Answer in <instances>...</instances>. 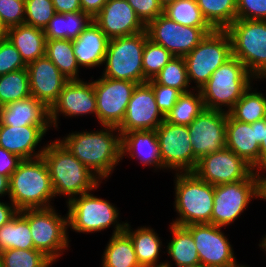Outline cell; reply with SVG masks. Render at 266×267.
Wrapping results in <instances>:
<instances>
[{"instance_id": "obj_59", "label": "cell", "mask_w": 266, "mask_h": 267, "mask_svg": "<svg viewBox=\"0 0 266 267\" xmlns=\"http://www.w3.org/2000/svg\"><path fill=\"white\" fill-rule=\"evenodd\" d=\"M240 264H236V265H233V266H231V267H248V266H245V265H240Z\"/></svg>"}, {"instance_id": "obj_31", "label": "cell", "mask_w": 266, "mask_h": 267, "mask_svg": "<svg viewBox=\"0 0 266 267\" xmlns=\"http://www.w3.org/2000/svg\"><path fill=\"white\" fill-rule=\"evenodd\" d=\"M170 228L173 236L167 245V253L175 261L176 266H200L198 251L191 232L184 226L172 223Z\"/></svg>"}, {"instance_id": "obj_32", "label": "cell", "mask_w": 266, "mask_h": 267, "mask_svg": "<svg viewBox=\"0 0 266 267\" xmlns=\"http://www.w3.org/2000/svg\"><path fill=\"white\" fill-rule=\"evenodd\" d=\"M102 256V267H141L133 242L125 231L112 234Z\"/></svg>"}, {"instance_id": "obj_40", "label": "cell", "mask_w": 266, "mask_h": 267, "mask_svg": "<svg viewBox=\"0 0 266 267\" xmlns=\"http://www.w3.org/2000/svg\"><path fill=\"white\" fill-rule=\"evenodd\" d=\"M2 267H50L53 261L36 249H7L0 253Z\"/></svg>"}, {"instance_id": "obj_18", "label": "cell", "mask_w": 266, "mask_h": 267, "mask_svg": "<svg viewBox=\"0 0 266 267\" xmlns=\"http://www.w3.org/2000/svg\"><path fill=\"white\" fill-rule=\"evenodd\" d=\"M164 120L165 116L157 106L154 91L146 82L135 87L125 117L117 129L121 136L130 131L156 130Z\"/></svg>"}, {"instance_id": "obj_12", "label": "cell", "mask_w": 266, "mask_h": 267, "mask_svg": "<svg viewBox=\"0 0 266 267\" xmlns=\"http://www.w3.org/2000/svg\"><path fill=\"white\" fill-rule=\"evenodd\" d=\"M214 29L176 23L164 13L146 25L148 38L175 57H185Z\"/></svg>"}, {"instance_id": "obj_46", "label": "cell", "mask_w": 266, "mask_h": 267, "mask_svg": "<svg viewBox=\"0 0 266 267\" xmlns=\"http://www.w3.org/2000/svg\"><path fill=\"white\" fill-rule=\"evenodd\" d=\"M236 19L266 21V0H237Z\"/></svg>"}, {"instance_id": "obj_23", "label": "cell", "mask_w": 266, "mask_h": 267, "mask_svg": "<svg viewBox=\"0 0 266 267\" xmlns=\"http://www.w3.org/2000/svg\"><path fill=\"white\" fill-rule=\"evenodd\" d=\"M0 124L8 126H52L50 108L34 96L0 107Z\"/></svg>"}, {"instance_id": "obj_3", "label": "cell", "mask_w": 266, "mask_h": 267, "mask_svg": "<svg viewBox=\"0 0 266 267\" xmlns=\"http://www.w3.org/2000/svg\"><path fill=\"white\" fill-rule=\"evenodd\" d=\"M9 198L18 211L52 207L54 195L43 157L22 160L10 176Z\"/></svg>"}, {"instance_id": "obj_56", "label": "cell", "mask_w": 266, "mask_h": 267, "mask_svg": "<svg viewBox=\"0 0 266 267\" xmlns=\"http://www.w3.org/2000/svg\"><path fill=\"white\" fill-rule=\"evenodd\" d=\"M6 33H7V29L6 27L2 24L1 20H0V40H3L4 38H6Z\"/></svg>"}, {"instance_id": "obj_47", "label": "cell", "mask_w": 266, "mask_h": 267, "mask_svg": "<svg viewBox=\"0 0 266 267\" xmlns=\"http://www.w3.org/2000/svg\"><path fill=\"white\" fill-rule=\"evenodd\" d=\"M132 6L137 16L147 25L150 21L156 19L162 13L164 8L159 0H127Z\"/></svg>"}, {"instance_id": "obj_5", "label": "cell", "mask_w": 266, "mask_h": 267, "mask_svg": "<svg viewBox=\"0 0 266 267\" xmlns=\"http://www.w3.org/2000/svg\"><path fill=\"white\" fill-rule=\"evenodd\" d=\"M253 79L255 78L247 71L245 65L232 56L219 66L199 89L204 107L228 113L251 86ZM224 106L228 110L223 109Z\"/></svg>"}, {"instance_id": "obj_17", "label": "cell", "mask_w": 266, "mask_h": 267, "mask_svg": "<svg viewBox=\"0 0 266 267\" xmlns=\"http://www.w3.org/2000/svg\"><path fill=\"white\" fill-rule=\"evenodd\" d=\"M227 117L228 113L226 111L205 108L187 126L193 146V154L198 159L226 147Z\"/></svg>"}, {"instance_id": "obj_19", "label": "cell", "mask_w": 266, "mask_h": 267, "mask_svg": "<svg viewBox=\"0 0 266 267\" xmlns=\"http://www.w3.org/2000/svg\"><path fill=\"white\" fill-rule=\"evenodd\" d=\"M59 113L68 117L84 114H95L97 117V102L93 81L69 80L58 99L50 107V121L55 128H58Z\"/></svg>"}, {"instance_id": "obj_57", "label": "cell", "mask_w": 266, "mask_h": 267, "mask_svg": "<svg viewBox=\"0 0 266 267\" xmlns=\"http://www.w3.org/2000/svg\"><path fill=\"white\" fill-rule=\"evenodd\" d=\"M176 0H159V2L161 3V5L163 6V8H165L168 4L174 2Z\"/></svg>"}, {"instance_id": "obj_7", "label": "cell", "mask_w": 266, "mask_h": 267, "mask_svg": "<svg viewBox=\"0 0 266 267\" xmlns=\"http://www.w3.org/2000/svg\"><path fill=\"white\" fill-rule=\"evenodd\" d=\"M146 31L129 36L109 39L105 54L104 77L146 83L143 74L142 57L145 42L148 40Z\"/></svg>"}, {"instance_id": "obj_38", "label": "cell", "mask_w": 266, "mask_h": 267, "mask_svg": "<svg viewBox=\"0 0 266 267\" xmlns=\"http://www.w3.org/2000/svg\"><path fill=\"white\" fill-rule=\"evenodd\" d=\"M164 14L185 26L211 27L204 19L197 0H176L164 8Z\"/></svg>"}, {"instance_id": "obj_4", "label": "cell", "mask_w": 266, "mask_h": 267, "mask_svg": "<svg viewBox=\"0 0 266 267\" xmlns=\"http://www.w3.org/2000/svg\"><path fill=\"white\" fill-rule=\"evenodd\" d=\"M175 182L174 208L179 218L172 224H211L214 186L200 179L194 172H178Z\"/></svg>"}, {"instance_id": "obj_39", "label": "cell", "mask_w": 266, "mask_h": 267, "mask_svg": "<svg viewBox=\"0 0 266 267\" xmlns=\"http://www.w3.org/2000/svg\"><path fill=\"white\" fill-rule=\"evenodd\" d=\"M153 80L157 84L175 88L181 93L190 92L184 57H172Z\"/></svg>"}, {"instance_id": "obj_13", "label": "cell", "mask_w": 266, "mask_h": 267, "mask_svg": "<svg viewBox=\"0 0 266 267\" xmlns=\"http://www.w3.org/2000/svg\"><path fill=\"white\" fill-rule=\"evenodd\" d=\"M156 135L161 162L165 169H174L178 172L195 170L199 159L193 154L187 126L168 123L164 120L156 129Z\"/></svg>"}, {"instance_id": "obj_34", "label": "cell", "mask_w": 266, "mask_h": 267, "mask_svg": "<svg viewBox=\"0 0 266 267\" xmlns=\"http://www.w3.org/2000/svg\"><path fill=\"white\" fill-rule=\"evenodd\" d=\"M197 4L214 30H226L236 20L237 0H197Z\"/></svg>"}, {"instance_id": "obj_1", "label": "cell", "mask_w": 266, "mask_h": 267, "mask_svg": "<svg viewBox=\"0 0 266 267\" xmlns=\"http://www.w3.org/2000/svg\"><path fill=\"white\" fill-rule=\"evenodd\" d=\"M102 127L104 130L73 132L63 140L58 139L100 180L108 178L122 160L119 130L116 126L102 125ZM115 132H117L116 135Z\"/></svg>"}, {"instance_id": "obj_60", "label": "cell", "mask_w": 266, "mask_h": 267, "mask_svg": "<svg viewBox=\"0 0 266 267\" xmlns=\"http://www.w3.org/2000/svg\"><path fill=\"white\" fill-rule=\"evenodd\" d=\"M164 267H171L170 263L169 262H164ZM169 263V264H168Z\"/></svg>"}, {"instance_id": "obj_30", "label": "cell", "mask_w": 266, "mask_h": 267, "mask_svg": "<svg viewBox=\"0 0 266 267\" xmlns=\"http://www.w3.org/2000/svg\"><path fill=\"white\" fill-rule=\"evenodd\" d=\"M7 249H34L28 223V209L18 211L0 227V253Z\"/></svg>"}, {"instance_id": "obj_2", "label": "cell", "mask_w": 266, "mask_h": 267, "mask_svg": "<svg viewBox=\"0 0 266 267\" xmlns=\"http://www.w3.org/2000/svg\"><path fill=\"white\" fill-rule=\"evenodd\" d=\"M49 169L54 195H66L69 202L99 187L100 179L57 139L46 144L42 153ZM59 194V195H58Z\"/></svg>"}, {"instance_id": "obj_44", "label": "cell", "mask_w": 266, "mask_h": 267, "mask_svg": "<svg viewBox=\"0 0 266 267\" xmlns=\"http://www.w3.org/2000/svg\"><path fill=\"white\" fill-rule=\"evenodd\" d=\"M25 0H0V20L6 29L24 24Z\"/></svg>"}, {"instance_id": "obj_35", "label": "cell", "mask_w": 266, "mask_h": 267, "mask_svg": "<svg viewBox=\"0 0 266 267\" xmlns=\"http://www.w3.org/2000/svg\"><path fill=\"white\" fill-rule=\"evenodd\" d=\"M252 89L250 86L228 112L234 120L251 124L266 118V97Z\"/></svg>"}, {"instance_id": "obj_45", "label": "cell", "mask_w": 266, "mask_h": 267, "mask_svg": "<svg viewBox=\"0 0 266 267\" xmlns=\"http://www.w3.org/2000/svg\"><path fill=\"white\" fill-rule=\"evenodd\" d=\"M147 83L154 91L156 103L161 113L166 116L176 104L178 97L182 94L179 90L157 84L153 79Z\"/></svg>"}, {"instance_id": "obj_49", "label": "cell", "mask_w": 266, "mask_h": 267, "mask_svg": "<svg viewBox=\"0 0 266 267\" xmlns=\"http://www.w3.org/2000/svg\"><path fill=\"white\" fill-rule=\"evenodd\" d=\"M56 13L82 11L80 0H52Z\"/></svg>"}, {"instance_id": "obj_28", "label": "cell", "mask_w": 266, "mask_h": 267, "mask_svg": "<svg viewBox=\"0 0 266 267\" xmlns=\"http://www.w3.org/2000/svg\"><path fill=\"white\" fill-rule=\"evenodd\" d=\"M126 222L124 231L130 236L138 263L141 267H164L158 264L162 241L156 232L149 227H140L133 231Z\"/></svg>"}, {"instance_id": "obj_58", "label": "cell", "mask_w": 266, "mask_h": 267, "mask_svg": "<svg viewBox=\"0 0 266 267\" xmlns=\"http://www.w3.org/2000/svg\"><path fill=\"white\" fill-rule=\"evenodd\" d=\"M259 246L266 251V236L262 239V242L259 244Z\"/></svg>"}, {"instance_id": "obj_9", "label": "cell", "mask_w": 266, "mask_h": 267, "mask_svg": "<svg viewBox=\"0 0 266 267\" xmlns=\"http://www.w3.org/2000/svg\"><path fill=\"white\" fill-rule=\"evenodd\" d=\"M232 57V43L226 30H213L184 59L189 84L196 83L199 90L212 73Z\"/></svg>"}, {"instance_id": "obj_55", "label": "cell", "mask_w": 266, "mask_h": 267, "mask_svg": "<svg viewBox=\"0 0 266 267\" xmlns=\"http://www.w3.org/2000/svg\"><path fill=\"white\" fill-rule=\"evenodd\" d=\"M266 171V168L264 169ZM264 176V177H263ZM266 200V176H261V198Z\"/></svg>"}, {"instance_id": "obj_48", "label": "cell", "mask_w": 266, "mask_h": 267, "mask_svg": "<svg viewBox=\"0 0 266 267\" xmlns=\"http://www.w3.org/2000/svg\"><path fill=\"white\" fill-rule=\"evenodd\" d=\"M22 161L17 155L0 147V174L10 179L11 174L17 169Z\"/></svg>"}, {"instance_id": "obj_27", "label": "cell", "mask_w": 266, "mask_h": 267, "mask_svg": "<svg viewBox=\"0 0 266 267\" xmlns=\"http://www.w3.org/2000/svg\"><path fill=\"white\" fill-rule=\"evenodd\" d=\"M6 38L19 51L26 65L45 55L46 36L43 29L21 24L8 28Z\"/></svg>"}, {"instance_id": "obj_51", "label": "cell", "mask_w": 266, "mask_h": 267, "mask_svg": "<svg viewBox=\"0 0 266 267\" xmlns=\"http://www.w3.org/2000/svg\"><path fill=\"white\" fill-rule=\"evenodd\" d=\"M17 212L18 210L12 202L8 204L0 201V227L9 222Z\"/></svg>"}, {"instance_id": "obj_25", "label": "cell", "mask_w": 266, "mask_h": 267, "mask_svg": "<svg viewBox=\"0 0 266 267\" xmlns=\"http://www.w3.org/2000/svg\"><path fill=\"white\" fill-rule=\"evenodd\" d=\"M109 38L92 21L79 37L73 40V52L77 63L85 68H93L104 63Z\"/></svg>"}, {"instance_id": "obj_26", "label": "cell", "mask_w": 266, "mask_h": 267, "mask_svg": "<svg viewBox=\"0 0 266 267\" xmlns=\"http://www.w3.org/2000/svg\"><path fill=\"white\" fill-rule=\"evenodd\" d=\"M125 154H129L131 158H138L144 166L165 169L161 162L156 130L124 133L121 136V158Z\"/></svg>"}, {"instance_id": "obj_29", "label": "cell", "mask_w": 266, "mask_h": 267, "mask_svg": "<svg viewBox=\"0 0 266 267\" xmlns=\"http://www.w3.org/2000/svg\"><path fill=\"white\" fill-rule=\"evenodd\" d=\"M92 21L93 18L83 11L55 13L44 28L46 40H75Z\"/></svg>"}, {"instance_id": "obj_54", "label": "cell", "mask_w": 266, "mask_h": 267, "mask_svg": "<svg viewBox=\"0 0 266 267\" xmlns=\"http://www.w3.org/2000/svg\"><path fill=\"white\" fill-rule=\"evenodd\" d=\"M266 168V137L265 141L260 144V170L263 171Z\"/></svg>"}, {"instance_id": "obj_20", "label": "cell", "mask_w": 266, "mask_h": 267, "mask_svg": "<svg viewBox=\"0 0 266 267\" xmlns=\"http://www.w3.org/2000/svg\"><path fill=\"white\" fill-rule=\"evenodd\" d=\"M93 22L109 39L146 31V25L127 0H108Z\"/></svg>"}, {"instance_id": "obj_8", "label": "cell", "mask_w": 266, "mask_h": 267, "mask_svg": "<svg viewBox=\"0 0 266 267\" xmlns=\"http://www.w3.org/2000/svg\"><path fill=\"white\" fill-rule=\"evenodd\" d=\"M68 226L78 233H95L114 226L113 234L125 229V222H117L119 210L108 200L98 198L90 192L74 197L67 202Z\"/></svg>"}, {"instance_id": "obj_14", "label": "cell", "mask_w": 266, "mask_h": 267, "mask_svg": "<svg viewBox=\"0 0 266 267\" xmlns=\"http://www.w3.org/2000/svg\"><path fill=\"white\" fill-rule=\"evenodd\" d=\"M93 81L97 102V120L101 125L118 127L138 83L100 76Z\"/></svg>"}, {"instance_id": "obj_15", "label": "cell", "mask_w": 266, "mask_h": 267, "mask_svg": "<svg viewBox=\"0 0 266 267\" xmlns=\"http://www.w3.org/2000/svg\"><path fill=\"white\" fill-rule=\"evenodd\" d=\"M213 186L247 180L254 169L228 148L202 156L193 171Z\"/></svg>"}, {"instance_id": "obj_53", "label": "cell", "mask_w": 266, "mask_h": 267, "mask_svg": "<svg viewBox=\"0 0 266 267\" xmlns=\"http://www.w3.org/2000/svg\"><path fill=\"white\" fill-rule=\"evenodd\" d=\"M10 180L7 176L0 174V198L4 195H9Z\"/></svg>"}, {"instance_id": "obj_33", "label": "cell", "mask_w": 266, "mask_h": 267, "mask_svg": "<svg viewBox=\"0 0 266 267\" xmlns=\"http://www.w3.org/2000/svg\"><path fill=\"white\" fill-rule=\"evenodd\" d=\"M45 55L68 80H79V65L73 52V40H46Z\"/></svg>"}, {"instance_id": "obj_52", "label": "cell", "mask_w": 266, "mask_h": 267, "mask_svg": "<svg viewBox=\"0 0 266 267\" xmlns=\"http://www.w3.org/2000/svg\"><path fill=\"white\" fill-rule=\"evenodd\" d=\"M251 126H256L257 143L260 145L266 137V118L251 123Z\"/></svg>"}, {"instance_id": "obj_22", "label": "cell", "mask_w": 266, "mask_h": 267, "mask_svg": "<svg viewBox=\"0 0 266 267\" xmlns=\"http://www.w3.org/2000/svg\"><path fill=\"white\" fill-rule=\"evenodd\" d=\"M50 126H8L0 124V147L17 155L22 160L42 156L45 147L38 152L34 149L42 140ZM36 152V153H35Z\"/></svg>"}, {"instance_id": "obj_36", "label": "cell", "mask_w": 266, "mask_h": 267, "mask_svg": "<svg viewBox=\"0 0 266 267\" xmlns=\"http://www.w3.org/2000/svg\"><path fill=\"white\" fill-rule=\"evenodd\" d=\"M182 93L165 116V121L172 124L188 126L205 109L200 90Z\"/></svg>"}, {"instance_id": "obj_21", "label": "cell", "mask_w": 266, "mask_h": 267, "mask_svg": "<svg viewBox=\"0 0 266 267\" xmlns=\"http://www.w3.org/2000/svg\"><path fill=\"white\" fill-rule=\"evenodd\" d=\"M30 93L49 108L69 81L46 56L27 65Z\"/></svg>"}, {"instance_id": "obj_6", "label": "cell", "mask_w": 266, "mask_h": 267, "mask_svg": "<svg viewBox=\"0 0 266 267\" xmlns=\"http://www.w3.org/2000/svg\"><path fill=\"white\" fill-rule=\"evenodd\" d=\"M232 56L255 78H266V21L236 19L227 29Z\"/></svg>"}, {"instance_id": "obj_11", "label": "cell", "mask_w": 266, "mask_h": 267, "mask_svg": "<svg viewBox=\"0 0 266 267\" xmlns=\"http://www.w3.org/2000/svg\"><path fill=\"white\" fill-rule=\"evenodd\" d=\"M28 223L34 249L55 262L69 245L68 216L61 217L53 207L28 209Z\"/></svg>"}, {"instance_id": "obj_43", "label": "cell", "mask_w": 266, "mask_h": 267, "mask_svg": "<svg viewBox=\"0 0 266 267\" xmlns=\"http://www.w3.org/2000/svg\"><path fill=\"white\" fill-rule=\"evenodd\" d=\"M25 68L27 65L16 47L7 38L0 40V75Z\"/></svg>"}, {"instance_id": "obj_37", "label": "cell", "mask_w": 266, "mask_h": 267, "mask_svg": "<svg viewBox=\"0 0 266 267\" xmlns=\"http://www.w3.org/2000/svg\"><path fill=\"white\" fill-rule=\"evenodd\" d=\"M30 95L27 68L0 75V107Z\"/></svg>"}, {"instance_id": "obj_50", "label": "cell", "mask_w": 266, "mask_h": 267, "mask_svg": "<svg viewBox=\"0 0 266 267\" xmlns=\"http://www.w3.org/2000/svg\"><path fill=\"white\" fill-rule=\"evenodd\" d=\"M108 0H80L81 9L94 18Z\"/></svg>"}, {"instance_id": "obj_10", "label": "cell", "mask_w": 266, "mask_h": 267, "mask_svg": "<svg viewBox=\"0 0 266 267\" xmlns=\"http://www.w3.org/2000/svg\"><path fill=\"white\" fill-rule=\"evenodd\" d=\"M261 173L254 172L247 180L214 186L211 224L224 227L237 220L252 198H261Z\"/></svg>"}, {"instance_id": "obj_42", "label": "cell", "mask_w": 266, "mask_h": 267, "mask_svg": "<svg viewBox=\"0 0 266 267\" xmlns=\"http://www.w3.org/2000/svg\"><path fill=\"white\" fill-rule=\"evenodd\" d=\"M55 13L52 0H25L24 24L44 30Z\"/></svg>"}, {"instance_id": "obj_16", "label": "cell", "mask_w": 266, "mask_h": 267, "mask_svg": "<svg viewBox=\"0 0 266 267\" xmlns=\"http://www.w3.org/2000/svg\"><path fill=\"white\" fill-rule=\"evenodd\" d=\"M192 234L202 267H231L236 265L232 245L221 228L213 224L185 226Z\"/></svg>"}, {"instance_id": "obj_41", "label": "cell", "mask_w": 266, "mask_h": 267, "mask_svg": "<svg viewBox=\"0 0 266 267\" xmlns=\"http://www.w3.org/2000/svg\"><path fill=\"white\" fill-rule=\"evenodd\" d=\"M172 57L174 56L165 47L148 39L142 57L144 77L147 80L153 79Z\"/></svg>"}, {"instance_id": "obj_24", "label": "cell", "mask_w": 266, "mask_h": 267, "mask_svg": "<svg viewBox=\"0 0 266 267\" xmlns=\"http://www.w3.org/2000/svg\"><path fill=\"white\" fill-rule=\"evenodd\" d=\"M226 135V148L242 158L255 172L261 173L260 145L257 143L256 126L234 120L228 114Z\"/></svg>"}]
</instances>
